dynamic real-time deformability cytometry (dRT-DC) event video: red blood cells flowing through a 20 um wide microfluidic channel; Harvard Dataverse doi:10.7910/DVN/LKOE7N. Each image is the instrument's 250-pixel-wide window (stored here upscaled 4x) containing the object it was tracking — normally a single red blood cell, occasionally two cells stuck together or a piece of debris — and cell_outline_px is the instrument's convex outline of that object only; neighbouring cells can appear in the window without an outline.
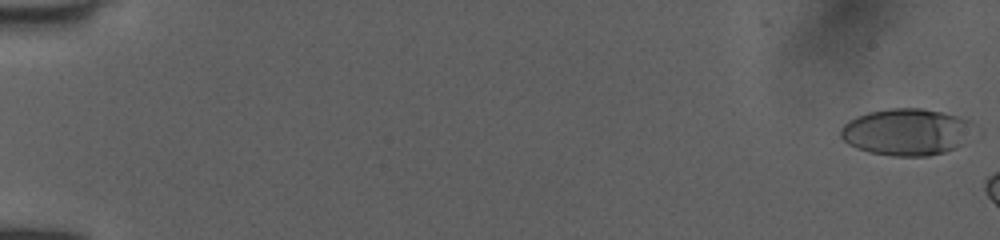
{"species": "human", "species_latin": "Homo sapiens", "temperature_condition": "room temperature", "stored_images_in_passage": 5, "camera_frame_rate_fps": 3000, "um_per_image_px": 0.085, "donor": {"sex": "female"}, "frame": {"image": 1, "passage_image": 1, "time_ms": 0.0, "image_size_px": [1000, 240], "cell_outline_px": [[972, 124], [960, 144], [944, 152], [928, 156], [892, 156], [868, 152], [856, 148], [848, 144], [840, 136], [840, 128], [848, 120], [856, 116], [868, 112], [892, 108], [924, 108], [956, 116], [968, 120]], "centroid_in_image_um": [76.93, 11.21], "position_along_channel_um": 8.1, "area_um2": 35.78}}